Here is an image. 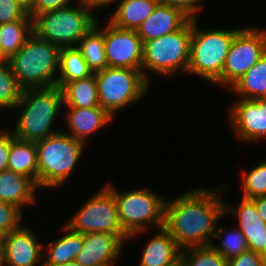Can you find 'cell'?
Listing matches in <instances>:
<instances>
[{"label":"cell","mask_w":266,"mask_h":266,"mask_svg":"<svg viewBox=\"0 0 266 266\" xmlns=\"http://www.w3.org/2000/svg\"><path fill=\"white\" fill-rule=\"evenodd\" d=\"M226 187L194 189L166 200L164 228L181 250L210 245L216 223L225 215L221 195Z\"/></svg>","instance_id":"cell-1"},{"label":"cell","mask_w":266,"mask_h":266,"mask_svg":"<svg viewBox=\"0 0 266 266\" xmlns=\"http://www.w3.org/2000/svg\"><path fill=\"white\" fill-rule=\"evenodd\" d=\"M62 106L63 92L57 86L23 90L21 99L14 107L20 110L19 119L12 131L14 137L37 142L60 132L55 131L54 124Z\"/></svg>","instance_id":"cell-2"},{"label":"cell","mask_w":266,"mask_h":266,"mask_svg":"<svg viewBox=\"0 0 266 266\" xmlns=\"http://www.w3.org/2000/svg\"><path fill=\"white\" fill-rule=\"evenodd\" d=\"M60 49L32 33L8 60L19 85L24 90L55 87Z\"/></svg>","instance_id":"cell-3"},{"label":"cell","mask_w":266,"mask_h":266,"mask_svg":"<svg viewBox=\"0 0 266 266\" xmlns=\"http://www.w3.org/2000/svg\"><path fill=\"white\" fill-rule=\"evenodd\" d=\"M36 147L38 188L55 189L69 179L86 144L60 131L37 141Z\"/></svg>","instance_id":"cell-4"},{"label":"cell","mask_w":266,"mask_h":266,"mask_svg":"<svg viewBox=\"0 0 266 266\" xmlns=\"http://www.w3.org/2000/svg\"><path fill=\"white\" fill-rule=\"evenodd\" d=\"M77 4L79 7L70 5L37 15L33 19V33L60 48L76 47L98 22L93 8Z\"/></svg>","instance_id":"cell-5"},{"label":"cell","mask_w":266,"mask_h":266,"mask_svg":"<svg viewBox=\"0 0 266 266\" xmlns=\"http://www.w3.org/2000/svg\"><path fill=\"white\" fill-rule=\"evenodd\" d=\"M191 38L192 19L174 33L143 42L141 71L145 79L150 81L146 70L166 77L177 72L187 73Z\"/></svg>","instance_id":"cell-6"},{"label":"cell","mask_w":266,"mask_h":266,"mask_svg":"<svg viewBox=\"0 0 266 266\" xmlns=\"http://www.w3.org/2000/svg\"><path fill=\"white\" fill-rule=\"evenodd\" d=\"M196 19H192L190 61L187 74L197 75L204 80L221 86V74L235 30H200Z\"/></svg>","instance_id":"cell-7"},{"label":"cell","mask_w":266,"mask_h":266,"mask_svg":"<svg viewBox=\"0 0 266 266\" xmlns=\"http://www.w3.org/2000/svg\"><path fill=\"white\" fill-rule=\"evenodd\" d=\"M106 186L114 194L119 220L129 239L142 234L149 224L157 225L158 229L164 227V197L144 188L121 193L110 183Z\"/></svg>","instance_id":"cell-8"},{"label":"cell","mask_w":266,"mask_h":266,"mask_svg":"<svg viewBox=\"0 0 266 266\" xmlns=\"http://www.w3.org/2000/svg\"><path fill=\"white\" fill-rule=\"evenodd\" d=\"M99 106L112 117L116 112L140 101L149 84L140 70L106 67L95 72Z\"/></svg>","instance_id":"cell-9"},{"label":"cell","mask_w":266,"mask_h":266,"mask_svg":"<svg viewBox=\"0 0 266 266\" xmlns=\"http://www.w3.org/2000/svg\"><path fill=\"white\" fill-rule=\"evenodd\" d=\"M101 189L65 225L81 234L106 232L116 234L122 241L129 240L120 223L113 192L106 185Z\"/></svg>","instance_id":"cell-10"},{"label":"cell","mask_w":266,"mask_h":266,"mask_svg":"<svg viewBox=\"0 0 266 266\" xmlns=\"http://www.w3.org/2000/svg\"><path fill=\"white\" fill-rule=\"evenodd\" d=\"M266 52V31L245 27L234 36L221 74V86L231 87Z\"/></svg>","instance_id":"cell-11"},{"label":"cell","mask_w":266,"mask_h":266,"mask_svg":"<svg viewBox=\"0 0 266 266\" xmlns=\"http://www.w3.org/2000/svg\"><path fill=\"white\" fill-rule=\"evenodd\" d=\"M104 26V46L108 67L140 70L143 41L137 30L122 29L109 21Z\"/></svg>","instance_id":"cell-12"},{"label":"cell","mask_w":266,"mask_h":266,"mask_svg":"<svg viewBox=\"0 0 266 266\" xmlns=\"http://www.w3.org/2000/svg\"><path fill=\"white\" fill-rule=\"evenodd\" d=\"M43 245L37 241L33 230L21 225L2 235L0 266H36L43 262Z\"/></svg>","instance_id":"cell-13"},{"label":"cell","mask_w":266,"mask_h":266,"mask_svg":"<svg viewBox=\"0 0 266 266\" xmlns=\"http://www.w3.org/2000/svg\"><path fill=\"white\" fill-rule=\"evenodd\" d=\"M229 121L243 141H259L266 137V100L239 99L230 108Z\"/></svg>","instance_id":"cell-14"},{"label":"cell","mask_w":266,"mask_h":266,"mask_svg":"<svg viewBox=\"0 0 266 266\" xmlns=\"http://www.w3.org/2000/svg\"><path fill=\"white\" fill-rule=\"evenodd\" d=\"M122 244L124 245V242L116 234L86 233L75 262L83 266H113L122 252Z\"/></svg>","instance_id":"cell-15"},{"label":"cell","mask_w":266,"mask_h":266,"mask_svg":"<svg viewBox=\"0 0 266 266\" xmlns=\"http://www.w3.org/2000/svg\"><path fill=\"white\" fill-rule=\"evenodd\" d=\"M228 213L237 218L248 249L261 254L266 247V223L258 215L255 203L251 199L242 198L238 207L225 204V215Z\"/></svg>","instance_id":"cell-16"},{"label":"cell","mask_w":266,"mask_h":266,"mask_svg":"<svg viewBox=\"0 0 266 266\" xmlns=\"http://www.w3.org/2000/svg\"><path fill=\"white\" fill-rule=\"evenodd\" d=\"M190 19L182 10L160 2L137 33L146 42L180 30Z\"/></svg>","instance_id":"cell-17"},{"label":"cell","mask_w":266,"mask_h":266,"mask_svg":"<svg viewBox=\"0 0 266 266\" xmlns=\"http://www.w3.org/2000/svg\"><path fill=\"white\" fill-rule=\"evenodd\" d=\"M67 125L70 132L64 131L78 141L87 145L92 133L105 127L113 117L100 106L91 108L68 107Z\"/></svg>","instance_id":"cell-18"},{"label":"cell","mask_w":266,"mask_h":266,"mask_svg":"<svg viewBox=\"0 0 266 266\" xmlns=\"http://www.w3.org/2000/svg\"><path fill=\"white\" fill-rule=\"evenodd\" d=\"M38 186L28 177L10 170L0 172V201L19 207L35 202Z\"/></svg>","instance_id":"cell-19"},{"label":"cell","mask_w":266,"mask_h":266,"mask_svg":"<svg viewBox=\"0 0 266 266\" xmlns=\"http://www.w3.org/2000/svg\"><path fill=\"white\" fill-rule=\"evenodd\" d=\"M158 230L159 233L147 242L138 266H171L180 259L181 249L174 238L164 227Z\"/></svg>","instance_id":"cell-20"},{"label":"cell","mask_w":266,"mask_h":266,"mask_svg":"<svg viewBox=\"0 0 266 266\" xmlns=\"http://www.w3.org/2000/svg\"><path fill=\"white\" fill-rule=\"evenodd\" d=\"M118 6L109 22L122 29L137 30L155 10L160 0H113Z\"/></svg>","instance_id":"cell-21"},{"label":"cell","mask_w":266,"mask_h":266,"mask_svg":"<svg viewBox=\"0 0 266 266\" xmlns=\"http://www.w3.org/2000/svg\"><path fill=\"white\" fill-rule=\"evenodd\" d=\"M66 233L43 245V265H57L74 262L84 243V234L74 232L67 225L63 227Z\"/></svg>","instance_id":"cell-22"},{"label":"cell","mask_w":266,"mask_h":266,"mask_svg":"<svg viewBox=\"0 0 266 266\" xmlns=\"http://www.w3.org/2000/svg\"><path fill=\"white\" fill-rule=\"evenodd\" d=\"M8 170L30 178L38 186L36 142L15 138L10 144Z\"/></svg>","instance_id":"cell-23"},{"label":"cell","mask_w":266,"mask_h":266,"mask_svg":"<svg viewBox=\"0 0 266 266\" xmlns=\"http://www.w3.org/2000/svg\"><path fill=\"white\" fill-rule=\"evenodd\" d=\"M64 107L91 108L99 106L95 73L85 79L67 82L62 88Z\"/></svg>","instance_id":"cell-24"},{"label":"cell","mask_w":266,"mask_h":266,"mask_svg":"<svg viewBox=\"0 0 266 266\" xmlns=\"http://www.w3.org/2000/svg\"><path fill=\"white\" fill-rule=\"evenodd\" d=\"M239 99H264L266 97V52L231 87Z\"/></svg>","instance_id":"cell-25"},{"label":"cell","mask_w":266,"mask_h":266,"mask_svg":"<svg viewBox=\"0 0 266 266\" xmlns=\"http://www.w3.org/2000/svg\"><path fill=\"white\" fill-rule=\"evenodd\" d=\"M87 62L88 68L93 72H98L106 67L107 59L104 46V27L96 22L76 45Z\"/></svg>","instance_id":"cell-26"},{"label":"cell","mask_w":266,"mask_h":266,"mask_svg":"<svg viewBox=\"0 0 266 266\" xmlns=\"http://www.w3.org/2000/svg\"><path fill=\"white\" fill-rule=\"evenodd\" d=\"M56 86L62 88L67 82L85 79L93 74L77 47H62L59 52V70Z\"/></svg>","instance_id":"cell-27"},{"label":"cell","mask_w":266,"mask_h":266,"mask_svg":"<svg viewBox=\"0 0 266 266\" xmlns=\"http://www.w3.org/2000/svg\"><path fill=\"white\" fill-rule=\"evenodd\" d=\"M33 33V19L28 14L23 20L0 24V43L3 53L10 58Z\"/></svg>","instance_id":"cell-28"},{"label":"cell","mask_w":266,"mask_h":266,"mask_svg":"<svg viewBox=\"0 0 266 266\" xmlns=\"http://www.w3.org/2000/svg\"><path fill=\"white\" fill-rule=\"evenodd\" d=\"M222 236L224 238H222ZM213 238L222 240L220 246L214 243V240L211 241L210 246L226 260L239 256L241 253L248 250L246 238L239 228H236V230L234 228V230L229 232L225 231L222 227L216 228Z\"/></svg>","instance_id":"cell-29"},{"label":"cell","mask_w":266,"mask_h":266,"mask_svg":"<svg viewBox=\"0 0 266 266\" xmlns=\"http://www.w3.org/2000/svg\"><path fill=\"white\" fill-rule=\"evenodd\" d=\"M23 90L9 63H0V109H14Z\"/></svg>","instance_id":"cell-30"},{"label":"cell","mask_w":266,"mask_h":266,"mask_svg":"<svg viewBox=\"0 0 266 266\" xmlns=\"http://www.w3.org/2000/svg\"><path fill=\"white\" fill-rule=\"evenodd\" d=\"M180 259L184 266H228V260L210 245L183 249Z\"/></svg>","instance_id":"cell-31"},{"label":"cell","mask_w":266,"mask_h":266,"mask_svg":"<svg viewBox=\"0 0 266 266\" xmlns=\"http://www.w3.org/2000/svg\"><path fill=\"white\" fill-rule=\"evenodd\" d=\"M242 174V198L253 199L266 195V160H261L249 172L244 171Z\"/></svg>","instance_id":"cell-32"},{"label":"cell","mask_w":266,"mask_h":266,"mask_svg":"<svg viewBox=\"0 0 266 266\" xmlns=\"http://www.w3.org/2000/svg\"><path fill=\"white\" fill-rule=\"evenodd\" d=\"M22 210L14 204L0 201V235L18 229L22 223Z\"/></svg>","instance_id":"cell-33"},{"label":"cell","mask_w":266,"mask_h":266,"mask_svg":"<svg viewBox=\"0 0 266 266\" xmlns=\"http://www.w3.org/2000/svg\"><path fill=\"white\" fill-rule=\"evenodd\" d=\"M28 12L15 0H0V24L23 20Z\"/></svg>","instance_id":"cell-34"},{"label":"cell","mask_w":266,"mask_h":266,"mask_svg":"<svg viewBox=\"0 0 266 266\" xmlns=\"http://www.w3.org/2000/svg\"><path fill=\"white\" fill-rule=\"evenodd\" d=\"M228 266H266V264L261 254L248 249L228 260Z\"/></svg>","instance_id":"cell-35"},{"label":"cell","mask_w":266,"mask_h":266,"mask_svg":"<svg viewBox=\"0 0 266 266\" xmlns=\"http://www.w3.org/2000/svg\"><path fill=\"white\" fill-rule=\"evenodd\" d=\"M71 1L72 0H36L33 9L28 14L34 19L39 14L70 6V3H72Z\"/></svg>","instance_id":"cell-36"},{"label":"cell","mask_w":266,"mask_h":266,"mask_svg":"<svg viewBox=\"0 0 266 266\" xmlns=\"http://www.w3.org/2000/svg\"><path fill=\"white\" fill-rule=\"evenodd\" d=\"M161 3L182 10L191 19H196V14L201 9V0H160Z\"/></svg>","instance_id":"cell-37"},{"label":"cell","mask_w":266,"mask_h":266,"mask_svg":"<svg viewBox=\"0 0 266 266\" xmlns=\"http://www.w3.org/2000/svg\"><path fill=\"white\" fill-rule=\"evenodd\" d=\"M14 139L13 133L0 129V172L8 170L10 144Z\"/></svg>","instance_id":"cell-38"},{"label":"cell","mask_w":266,"mask_h":266,"mask_svg":"<svg viewBox=\"0 0 266 266\" xmlns=\"http://www.w3.org/2000/svg\"><path fill=\"white\" fill-rule=\"evenodd\" d=\"M256 206L258 215L266 223V195L251 199Z\"/></svg>","instance_id":"cell-39"},{"label":"cell","mask_w":266,"mask_h":266,"mask_svg":"<svg viewBox=\"0 0 266 266\" xmlns=\"http://www.w3.org/2000/svg\"><path fill=\"white\" fill-rule=\"evenodd\" d=\"M113 0H78V3H81L83 5L89 6L91 8L99 9V7H107V5L112 4Z\"/></svg>","instance_id":"cell-40"},{"label":"cell","mask_w":266,"mask_h":266,"mask_svg":"<svg viewBox=\"0 0 266 266\" xmlns=\"http://www.w3.org/2000/svg\"><path fill=\"white\" fill-rule=\"evenodd\" d=\"M18 2L28 13L33 9L36 0H15Z\"/></svg>","instance_id":"cell-41"},{"label":"cell","mask_w":266,"mask_h":266,"mask_svg":"<svg viewBox=\"0 0 266 266\" xmlns=\"http://www.w3.org/2000/svg\"><path fill=\"white\" fill-rule=\"evenodd\" d=\"M9 58L3 53V49L0 43V63L8 62Z\"/></svg>","instance_id":"cell-42"},{"label":"cell","mask_w":266,"mask_h":266,"mask_svg":"<svg viewBox=\"0 0 266 266\" xmlns=\"http://www.w3.org/2000/svg\"><path fill=\"white\" fill-rule=\"evenodd\" d=\"M43 266H83V265L74 261L70 263H62V264H57V265H43Z\"/></svg>","instance_id":"cell-43"},{"label":"cell","mask_w":266,"mask_h":266,"mask_svg":"<svg viewBox=\"0 0 266 266\" xmlns=\"http://www.w3.org/2000/svg\"><path fill=\"white\" fill-rule=\"evenodd\" d=\"M171 266H184V264L181 261V259H179L176 263L172 264Z\"/></svg>","instance_id":"cell-44"},{"label":"cell","mask_w":266,"mask_h":266,"mask_svg":"<svg viewBox=\"0 0 266 266\" xmlns=\"http://www.w3.org/2000/svg\"><path fill=\"white\" fill-rule=\"evenodd\" d=\"M261 255H262L264 262L266 264V247H265L264 251L261 253Z\"/></svg>","instance_id":"cell-45"},{"label":"cell","mask_w":266,"mask_h":266,"mask_svg":"<svg viewBox=\"0 0 266 266\" xmlns=\"http://www.w3.org/2000/svg\"><path fill=\"white\" fill-rule=\"evenodd\" d=\"M2 236L0 235V255H1Z\"/></svg>","instance_id":"cell-46"}]
</instances>
